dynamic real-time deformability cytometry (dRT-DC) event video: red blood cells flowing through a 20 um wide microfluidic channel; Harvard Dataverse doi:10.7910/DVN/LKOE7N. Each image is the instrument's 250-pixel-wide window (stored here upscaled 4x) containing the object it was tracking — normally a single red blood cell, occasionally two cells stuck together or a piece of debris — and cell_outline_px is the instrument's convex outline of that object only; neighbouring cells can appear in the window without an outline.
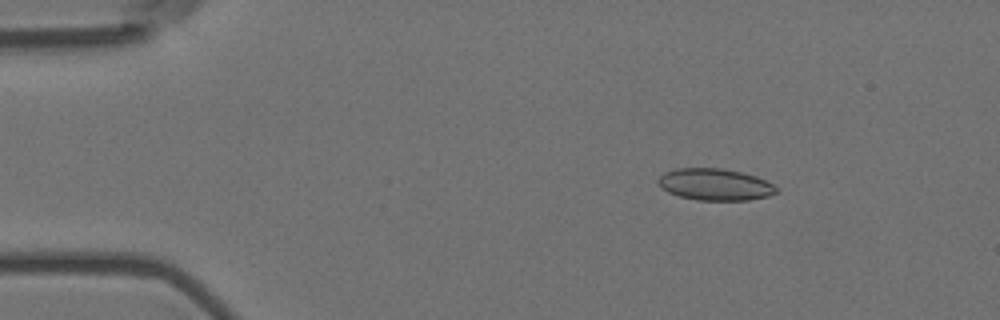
{"species": "Egyptian fruit bat (a non-hibernating species)", "species_latin": "Rousettus aegyptiacus", "temperature_condition": "room temperature", "stored_images_in_passage": 6, "camera_frame_rate_fps": 3000, "um_per_image_px": 0.085, "animal": {"sex": "female"}, "frame": {"image": 1, "passage_image": 3, "time_ms": 0.667, "image_size_px": [1000, 320], "cell_outline_px": [[776, 192], [768, 196], [748, 200], [696, 200], [680, 196], [668, 192], [656, 180], [664, 172], [676, 168], [720, 168], [740, 172], [756, 176], [772, 184], [776, 188]], "centroid_in_image_um": [60.75, 15.68], "position_along_channel_um": 24.3, "area_um2": 21.62}}
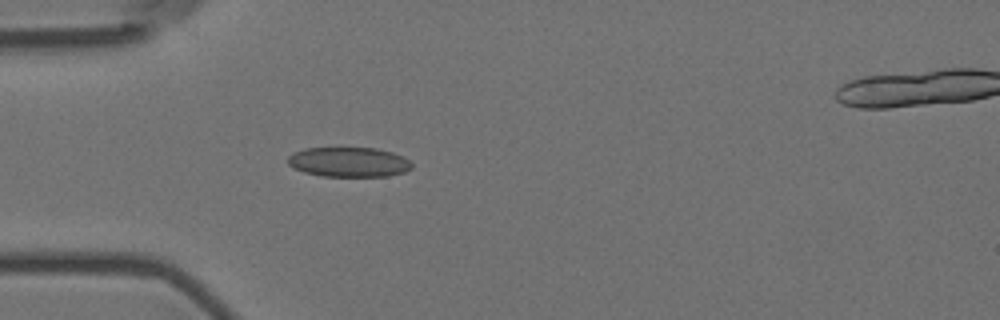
{"frame": {"image": 2, "passage_image": 5, "time_ms": 1.333, "image_size_px": [1000, 320], "cell_outline_px": [[412, 168], [404, 172], [388, 176], [320, 176], [304, 172], [292, 168], [288, 164], [288, 156], [292, 152], [304, 148], [376, 148], [392, 152], [404, 156], [412, 164]], "centroid_in_image_um": [29.63, 13.77], "position_along_channel_um": 55.4, "area_um2": 21.68}}